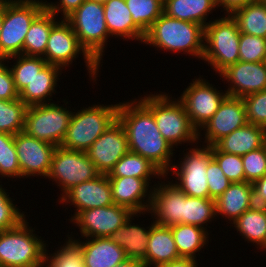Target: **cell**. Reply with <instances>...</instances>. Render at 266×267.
<instances>
[{
    "label": "cell",
    "mask_w": 266,
    "mask_h": 267,
    "mask_svg": "<svg viewBox=\"0 0 266 267\" xmlns=\"http://www.w3.org/2000/svg\"><path fill=\"white\" fill-rule=\"evenodd\" d=\"M117 119L126 132L129 151L149 159L167 176L175 149L161 135L152 112L133 99L119 103Z\"/></svg>",
    "instance_id": "obj_1"
},
{
    "label": "cell",
    "mask_w": 266,
    "mask_h": 267,
    "mask_svg": "<svg viewBox=\"0 0 266 267\" xmlns=\"http://www.w3.org/2000/svg\"><path fill=\"white\" fill-rule=\"evenodd\" d=\"M204 36V26L178 20L162 13L145 34L143 44L172 53L183 52L202 60Z\"/></svg>",
    "instance_id": "obj_2"
},
{
    "label": "cell",
    "mask_w": 266,
    "mask_h": 267,
    "mask_svg": "<svg viewBox=\"0 0 266 267\" xmlns=\"http://www.w3.org/2000/svg\"><path fill=\"white\" fill-rule=\"evenodd\" d=\"M146 95L138 100L152 112L161 135L173 148L182 143L198 144V131L191 124L179 99H170L171 95L165 92Z\"/></svg>",
    "instance_id": "obj_3"
},
{
    "label": "cell",
    "mask_w": 266,
    "mask_h": 267,
    "mask_svg": "<svg viewBox=\"0 0 266 267\" xmlns=\"http://www.w3.org/2000/svg\"><path fill=\"white\" fill-rule=\"evenodd\" d=\"M28 223L0 231V267H43L48 244Z\"/></svg>",
    "instance_id": "obj_4"
},
{
    "label": "cell",
    "mask_w": 266,
    "mask_h": 267,
    "mask_svg": "<svg viewBox=\"0 0 266 267\" xmlns=\"http://www.w3.org/2000/svg\"><path fill=\"white\" fill-rule=\"evenodd\" d=\"M119 103L94 105L73 112L61 147L86 152L117 120ZM75 113V114H74Z\"/></svg>",
    "instance_id": "obj_5"
},
{
    "label": "cell",
    "mask_w": 266,
    "mask_h": 267,
    "mask_svg": "<svg viewBox=\"0 0 266 267\" xmlns=\"http://www.w3.org/2000/svg\"><path fill=\"white\" fill-rule=\"evenodd\" d=\"M40 1L5 0L0 33V59L23 54L24 39L29 27L45 9L44 1Z\"/></svg>",
    "instance_id": "obj_6"
},
{
    "label": "cell",
    "mask_w": 266,
    "mask_h": 267,
    "mask_svg": "<svg viewBox=\"0 0 266 267\" xmlns=\"http://www.w3.org/2000/svg\"><path fill=\"white\" fill-rule=\"evenodd\" d=\"M240 31L230 14L205 26L204 54L202 60L208 62L215 73L220 74L227 67L239 61Z\"/></svg>",
    "instance_id": "obj_7"
},
{
    "label": "cell",
    "mask_w": 266,
    "mask_h": 267,
    "mask_svg": "<svg viewBox=\"0 0 266 267\" xmlns=\"http://www.w3.org/2000/svg\"><path fill=\"white\" fill-rule=\"evenodd\" d=\"M66 20L71 24L80 45L100 65L110 37L103 3L85 0Z\"/></svg>",
    "instance_id": "obj_8"
},
{
    "label": "cell",
    "mask_w": 266,
    "mask_h": 267,
    "mask_svg": "<svg viewBox=\"0 0 266 267\" xmlns=\"http://www.w3.org/2000/svg\"><path fill=\"white\" fill-rule=\"evenodd\" d=\"M58 21L50 31L43 58L48 64L64 69L82 54L90 79L96 81L100 65L80 45L71 24L66 19Z\"/></svg>",
    "instance_id": "obj_9"
},
{
    "label": "cell",
    "mask_w": 266,
    "mask_h": 267,
    "mask_svg": "<svg viewBox=\"0 0 266 267\" xmlns=\"http://www.w3.org/2000/svg\"><path fill=\"white\" fill-rule=\"evenodd\" d=\"M72 113L55 102L28 106L24 132L58 147L66 136Z\"/></svg>",
    "instance_id": "obj_10"
},
{
    "label": "cell",
    "mask_w": 266,
    "mask_h": 267,
    "mask_svg": "<svg viewBox=\"0 0 266 267\" xmlns=\"http://www.w3.org/2000/svg\"><path fill=\"white\" fill-rule=\"evenodd\" d=\"M100 173L86 152L56 147L48 179L57 183L62 191L60 199L74 186L93 180Z\"/></svg>",
    "instance_id": "obj_11"
},
{
    "label": "cell",
    "mask_w": 266,
    "mask_h": 267,
    "mask_svg": "<svg viewBox=\"0 0 266 267\" xmlns=\"http://www.w3.org/2000/svg\"><path fill=\"white\" fill-rule=\"evenodd\" d=\"M202 146L191 147L186 154L184 153L182 161L173 164L169 172L172 170L171 174L176 175L174 184L187 196L209 198L206 170L213 158L212 146L204 144Z\"/></svg>",
    "instance_id": "obj_12"
},
{
    "label": "cell",
    "mask_w": 266,
    "mask_h": 267,
    "mask_svg": "<svg viewBox=\"0 0 266 267\" xmlns=\"http://www.w3.org/2000/svg\"><path fill=\"white\" fill-rule=\"evenodd\" d=\"M192 81L178 98L184 104L191 124L199 132L217 112L227 93L217 90L200 76Z\"/></svg>",
    "instance_id": "obj_13"
},
{
    "label": "cell",
    "mask_w": 266,
    "mask_h": 267,
    "mask_svg": "<svg viewBox=\"0 0 266 267\" xmlns=\"http://www.w3.org/2000/svg\"><path fill=\"white\" fill-rule=\"evenodd\" d=\"M134 213L117 204L87 209L79 212L72 220L85 238L110 237Z\"/></svg>",
    "instance_id": "obj_14"
},
{
    "label": "cell",
    "mask_w": 266,
    "mask_h": 267,
    "mask_svg": "<svg viewBox=\"0 0 266 267\" xmlns=\"http://www.w3.org/2000/svg\"><path fill=\"white\" fill-rule=\"evenodd\" d=\"M14 146L21 169V178L31 176L47 178L56 149L55 145L28 136L23 131L14 135Z\"/></svg>",
    "instance_id": "obj_15"
},
{
    "label": "cell",
    "mask_w": 266,
    "mask_h": 267,
    "mask_svg": "<svg viewBox=\"0 0 266 267\" xmlns=\"http://www.w3.org/2000/svg\"><path fill=\"white\" fill-rule=\"evenodd\" d=\"M129 151L127 135L117 119L86 151L100 174H109Z\"/></svg>",
    "instance_id": "obj_16"
},
{
    "label": "cell",
    "mask_w": 266,
    "mask_h": 267,
    "mask_svg": "<svg viewBox=\"0 0 266 267\" xmlns=\"http://www.w3.org/2000/svg\"><path fill=\"white\" fill-rule=\"evenodd\" d=\"M245 124H247V118L243 99L227 95L217 112L198 132V140L201 139V130H204L205 140L203 144L213 146L218 140Z\"/></svg>",
    "instance_id": "obj_17"
},
{
    "label": "cell",
    "mask_w": 266,
    "mask_h": 267,
    "mask_svg": "<svg viewBox=\"0 0 266 267\" xmlns=\"http://www.w3.org/2000/svg\"><path fill=\"white\" fill-rule=\"evenodd\" d=\"M219 75L230 83L225 91L228 96L243 98L266 89V61H238Z\"/></svg>",
    "instance_id": "obj_18"
},
{
    "label": "cell",
    "mask_w": 266,
    "mask_h": 267,
    "mask_svg": "<svg viewBox=\"0 0 266 267\" xmlns=\"http://www.w3.org/2000/svg\"><path fill=\"white\" fill-rule=\"evenodd\" d=\"M60 203L74 205L77 208L70 221L81 211L111 206L114 204L111 185L106 174H100L90 181L82 182L70 189Z\"/></svg>",
    "instance_id": "obj_19"
},
{
    "label": "cell",
    "mask_w": 266,
    "mask_h": 267,
    "mask_svg": "<svg viewBox=\"0 0 266 267\" xmlns=\"http://www.w3.org/2000/svg\"><path fill=\"white\" fill-rule=\"evenodd\" d=\"M152 188L151 204L148 213L154 216L158 225L172 226L182 223L183 216V191L180 190L173 180L157 181ZM173 182V183H172ZM166 183V184H165ZM156 186V187H155Z\"/></svg>",
    "instance_id": "obj_20"
},
{
    "label": "cell",
    "mask_w": 266,
    "mask_h": 267,
    "mask_svg": "<svg viewBox=\"0 0 266 267\" xmlns=\"http://www.w3.org/2000/svg\"><path fill=\"white\" fill-rule=\"evenodd\" d=\"M108 180L111 185L114 204L127 207L133 213L144 215L148 212L151 204L152 188L154 187V185L149 186L151 179L108 177Z\"/></svg>",
    "instance_id": "obj_21"
},
{
    "label": "cell",
    "mask_w": 266,
    "mask_h": 267,
    "mask_svg": "<svg viewBox=\"0 0 266 267\" xmlns=\"http://www.w3.org/2000/svg\"><path fill=\"white\" fill-rule=\"evenodd\" d=\"M69 238L80 246L85 267H115L127 259L125 251L109 237L86 238V242Z\"/></svg>",
    "instance_id": "obj_22"
},
{
    "label": "cell",
    "mask_w": 266,
    "mask_h": 267,
    "mask_svg": "<svg viewBox=\"0 0 266 267\" xmlns=\"http://www.w3.org/2000/svg\"><path fill=\"white\" fill-rule=\"evenodd\" d=\"M216 216L221 215L235 222L245 211L254 206L253 184L249 182H232L216 200Z\"/></svg>",
    "instance_id": "obj_23"
},
{
    "label": "cell",
    "mask_w": 266,
    "mask_h": 267,
    "mask_svg": "<svg viewBox=\"0 0 266 267\" xmlns=\"http://www.w3.org/2000/svg\"><path fill=\"white\" fill-rule=\"evenodd\" d=\"M181 258L176 248L174 237L169 226L151 222V230L147 243L145 267H159Z\"/></svg>",
    "instance_id": "obj_24"
},
{
    "label": "cell",
    "mask_w": 266,
    "mask_h": 267,
    "mask_svg": "<svg viewBox=\"0 0 266 267\" xmlns=\"http://www.w3.org/2000/svg\"><path fill=\"white\" fill-rule=\"evenodd\" d=\"M103 6L106 26L111 37L143 43L145 34L134 24L125 0H106Z\"/></svg>",
    "instance_id": "obj_25"
},
{
    "label": "cell",
    "mask_w": 266,
    "mask_h": 267,
    "mask_svg": "<svg viewBox=\"0 0 266 267\" xmlns=\"http://www.w3.org/2000/svg\"><path fill=\"white\" fill-rule=\"evenodd\" d=\"M266 144V129L247 123L218 140L214 146L220 152L243 156Z\"/></svg>",
    "instance_id": "obj_26"
},
{
    "label": "cell",
    "mask_w": 266,
    "mask_h": 267,
    "mask_svg": "<svg viewBox=\"0 0 266 267\" xmlns=\"http://www.w3.org/2000/svg\"><path fill=\"white\" fill-rule=\"evenodd\" d=\"M138 215L141 216V213H134L130 216L125 224L120 226L109 238L125 251L127 258L143 262L146 258L151 226L149 225L145 229L138 224L131 223L133 217Z\"/></svg>",
    "instance_id": "obj_27"
},
{
    "label": "cell",
    "mask_w": 266,
    "mask_h": 267,
    "mask_svg": "<svg viewBox=\"0 0 266 267\" xmlns=\"http://www.w3.org/2000/svg\"><path fill=\"white\" fill-rule=\"evenodd\" d=\"M60 72H62L60 67L47 64L19 93V99L27 106L52 103L50 98H52L53 93H56L57 80L62 74Z\"/></svg>",
    "instance_id": "obj_28"
},
{
    "label": "cell",
    "mask_w": 266,
    "mask_h": 267,
    "mask_svg": "<svg viewBox=\"0 0 266 267\" xmlns=\"http://www.w3.org/2000/svg\"><path fill=\"white\" fill-rule=\"evenodd\" d=\"M218 9L215 0H163V13L182 21L194 22L202 26L212 10Z\"/></svg>",
    "instance_id": "obj_29"
},
{
    "label": "cell",
    "mask_w": 266,
    "mask_h": 267,
    "mask_svg": "<svg viewBox=\"0 0 266 267\" xmlns=\"http://www.w3.org/2000/svg\"><path fill=\"white\" fill-rule=\"evenodd\" d=\"M232 224L248 243L266 250V207L253 206Z\"/></svg>",
    "instance_id": "obj_30"
},
{
    "label": "cell",
    "mask_w": 266,
    "mask_h": 267,
    "mask_svg": "<svg viewBox=\"0 0 266 267\" xmlns=\"http://www.w3.org/2000/svg\"><path fill=\"white\" fill-rule=\"evenodd\" d=\"M56 16L44 9L31 23L23 44V55L43 57Z\"/></svg>",
    "instance_id": "obj_31"
},
{
    "label": "cell",
    "mask_w": 266,
    "mask_h": 267,
    "mask_svg": "<svg viewBox=\"0 0 266 267\" xmlns=\"http://www.w3.org/2000/svg\"><path fill=\"white\" fill-rule=\"evenodd\" d=\"M179 256L196 260V253L208 244V230L190 224L170 226Z\"/></svg>",
    "instance_id": "obj_32"
},
{
    "label": "cell",
    "mask_w": 266,
    "mask_h": 267,
    "mask_svg": "<svg viewBox=\"0 0 266 267\" xmlns=\"http://www.w3.org/2000/svg\"><path fill=\"white\" fill-rule=\"evenodd\" d=\"M108 177H136L151 179L152 177L166 178L167 176L149 159L128 151L107 174Z\"/></svg>",
    "instance_id": "obj_33"
},
{
    "label": "cell",
    "mask_w": 266,
    "mask_h": 267,
    "mask_svg": "<svg viewBox=\"0 0 266 267\" xmlns=\"http://www.w3.org/2000/svg\"><path fill=\"white\" fill-rule=\"evenodd\" d=\"M230 15L240 32L266 38V5L259 0L236 9Z\"/></svg>",
    "instance_id": "obj_34"
},
{
    "label": "cell",
    "mask_w": 266,
    "mask_h": 267,
    "mask_svg": "<svg viewBox=\"0 0 266 267\" xmlns=\"http://www.w3.org/2000/svg\"><path fill=\"white\" fill-rule=\"evenodd\" d=\"M215 216V200L209 198L190 197L183 192L182 223L195 225L206 230L207 227L205 226H207L208 223L210 224Z\"/></svg>",
    "instance_id": "obj_35"
},
{
    "label": "cell",
    "mask_w": 266,
    "mask_h": 267,
    "mask_svg": "<svg viewBox=\"0 0 266 267\" xmlns=\"http://www.w3.org/2000/svg\"><path fill=\"white\" fill-rule=\"evenodd\" d=\"M16 61L13 66L11 65L10 70L14 78V85L18 93L25 89L31 80L38 75L43 68L48 64L47 61L40 56H27V55H16L9 57L6 60L13 59Z\"/></svg>",
    "instance_id": "obj_36"
},
{
    "label": "cell",
    "mask_w": 266,
    "mask_h": 267,
    "mask_svg": "<svg viewBox=\"0 0 266 267\" xmlns=\"http://www.w3.org/2000/svg\"><path fill=\"white\" fill-rule=\"evenodd\" d=\"M134 24L146 34L163 13V0H125Z\"/></svg>",
    "instance_id": "obj_37"
},
{
    "label": "cell",
    "mask_w": 266,
    "mask_h": 267,
    "mask_svg": "<svg viewBox=\"0 0 266 267\" xmlns=\"http://www.w3.org/2000/svg\"><path fill=\"white\" fill-rule=\"evenodd\" d=\"M27 107L20 99L0 100V132L10 135L23 132Z\"/></svg>",
    "instance_id": "obj_38"
},
{
    "label": "cell",
    "mask_w": 266,
    "mask_h": 267,
    "mask_svg": "<svg viewBox=\"0 0 266 267\" xmlns=\"http://www.w3.org/2000/svg\"><path fill=\"white\" fill-rule=\"evenodd\" d=\"M67 235V241L57 251H46L43 267H85L80 246ZM49 255V256H48Z\"/></svg>",
    "instance_id": "obj_39"
},
{
    "label": "cell",
    "mask_w": 266,
    "mask_h": 267,
    "mask_svg": "<svg viewBox=\"0 0 266 267\" xmlns=\"http://www.w3.org/2000/svg\"><path fill=\"white\" fill-rule=\"evenodd\" d=\"M0 177L21 179V169L14 146V135L0 132Z\"/></svg>",
    "instance_id": "obj_40"
},
{
    "label": "cell",
    "mask_w": 266,
    "mask_h": 267,
    "mask_svg": "<svg viewBox=\"0 0 266 267\" xmlns=\"http://www.w3.org/2000/svg\"><path fill=\"white\" fill-rule=\"evenodd\" d=\"M239 61H266V38L240 32Z\"/></svg>",
    "instance_id": "obj_41"
},
{
    "label": "cell",
    "mask_w": 266,
    "mask_h": 267,
    "mask_svg": "<svg viewBox=\"0 0 266 267\" xmlns=\"http://www.w3.org/2000/svg\"><path fill=\"white\" fill-rule=\"evenodd\" d=\"M212 156L231 182H245V174L241 156L220 152L212 146Z\"/></svg>",
    "instance_id": "obj_42"
},
{
    "label": "cell",
    "mask_w": 266,
    "mask_h": 267,
    "mask_svg": "<svg viewBox=\"0 0 266 267\" xmlns=\"http://www.w3.org/2000/svg\"><path fill=\"white\" fill-rule=\"evenodd\" d=\"M245 182L254 183L266 174V144L241 156Z\"/></svg>",
    "instance_id": "obj_43"
},
{
    "label": "cell",
    "mask_w": 266,
    "mask_h": 267,
    "mask_svg": "<svg viewBox=\"0 0 266 267\" xmlns=\"http://www.w3.org/2000/svg\"><path fill=\"white\" fill-rule=\"evenodd\" d=\"M0 185V231L9 230L18 226L26 219L24 212L13 204L8 192ZM8 194V195H7Z\"/></svg>",
    "instance_id": "obj_44"
},
{
    "label": "cell",
    "mask_w": 266,
    "mask_h": 267,
    "mask_svg": "<svg viewBox=\"0 0 266 267\" xmlns=\"http://www.w3.org/2000/svg\"><path fill=\"white\" fill-rule=\"evenodd\" d=\"M247 123L266 129V89L244 96Z\"/></svg>",
    "instance_id": "obj_45"
},
{
    "label": "cell",
    "mask_w": 266,
    "mask_h": 267,
    "mask_svg": "<svg viewBox=\"0 0 266 267\" xmlns=\"http://www.w3.org/2000/svg\"><path fill=\"white\" fill-rule=\"evenodd\" d=\"M209 199L216 200L232 183L224 174L217 161L212 158L206 170Z\"/></svg>",
    "instance_id": "obj_46"
},
{
    "label": "cell",
    "mask_w": 266,
    "mask_h": 267,
    "mask_svg": "<svg viewBox=\"0 0 266 267\" xmlns=\"http://www.w3.org/2000/svg\"><path fill=\"white\" fill-rule=\"evenodd\" d=\"M4 62H6L5 59H0V100L19 99L12 72Z\"/></svg>",
    "instance_id": "obj_47"
},
{
    "label": "cell",
    "mask_w": 266,
    "mask_h": 267,
    "mask_svg": "<svg viewBox=\"0 0 266 267\" xmlns=\"http://www.w3.org/2000/svg\"><path fill=\"white\" fill-rule=\"evenodd\" d=\"M59 2H44L45 9L58 16L61 13L62 18L66 19L70 14H72L85 0H58ZM57 13V14H56Z\"/></svg>",
    "instance_id": "obj_48"
},
{
    "label": "cell",
    "mask_w": 266,
    "mask_h": 267,
    "mask_svg": "<svg viewBox=\"0 0 266 267\" xmlns=\"http://www.w3.org/2000/svg\"><path fill=\"white\" fill-rule=\"evenodd\" d=\"M253 203L266 207V174L253 183Z\"/></svg>",
    "instance_id": "obj_49"
},
{
    "label": "cell",
    "mask_w": 266,
    "mask_h": 267,
    "mask_svg": "<svg viewBox=\"0 0 266 267\" xmlns=\"http://www.w3.org/2000/svg\"><path fill=\"white\" fill-rule=\"evenodd\" d=\"M255 1L257 0H215L217 7L222 6L223 11H226V15Z\"/></svg>",
    "instance_id": "obj_50"
},
{
    "label": "cell",
    "mask_w": 266,
    "mask_h": 267,
    "mask_svg": "<svg viewBox=\"0 0 266 267\" xmlns=\"http://www.w3.org/2000/svg\"><path fill=\"white\" fill-rule=\"evenodd\" d=\"M197 260L191 258H179L159 267H197Z\"/></svg>",
    "instance_id": "obj_51"
},
{
    "label": "cell",
    "mask_w": 266,
    "mask_h": 267,
    "mask_svg": "<svg viewBox=\"0 0 266 267\" xmlns=\"http://www.w3.org/2000/svg\"><path fill=\"white\" fill-rule=\"evenodd\" d=\"M115 267H145V265L142 261L127 258Z\"/></svg>",
    "instance_id": "obj_52"
},
{
    "label": "cell",
    "mask_w": 266,
    "mask_h": 267,
    "mask_svg": "<svg viewBox=\"0 0 266 267\" xmlns=\"http://www.w3.org/2000/svg\"><path fill=\"white\" fill-rule=\"evenodd\" d=\"M4 8H5V0H0V33H1V28H2Z\"/></svg>",
    "instance_id": "obj_53"
},
{
    "label": "cell",
    "mask_w": 266,
    "mask_h": 267,
    "mask_svg": "<svg viewBox=\"0 0 266 267\" xmlns=\"http://www.w3.org/2000/svg\"><path fill=\"white\" fill-rule=\"evenodd\" d=\"M92 1H99V2L104 3L106 0H92Z\"/></svg>",
    "instance_id": "obj_54"
},
{
    "label": "cell",
    "mask_w": 266,
    "mask_h": 267,
    "mask_svg": "<svg viewBox=\"0 0 266 267\" xmlns=\"http://www.w3.org/2000/svg\"><path fill=\"white\" fill-rule=\"evenodd\" d=\"M260 2H262L264 5H266V0H259Z\"/></svg>",
    "instance_id": "obj_55"
}]
</instances>
